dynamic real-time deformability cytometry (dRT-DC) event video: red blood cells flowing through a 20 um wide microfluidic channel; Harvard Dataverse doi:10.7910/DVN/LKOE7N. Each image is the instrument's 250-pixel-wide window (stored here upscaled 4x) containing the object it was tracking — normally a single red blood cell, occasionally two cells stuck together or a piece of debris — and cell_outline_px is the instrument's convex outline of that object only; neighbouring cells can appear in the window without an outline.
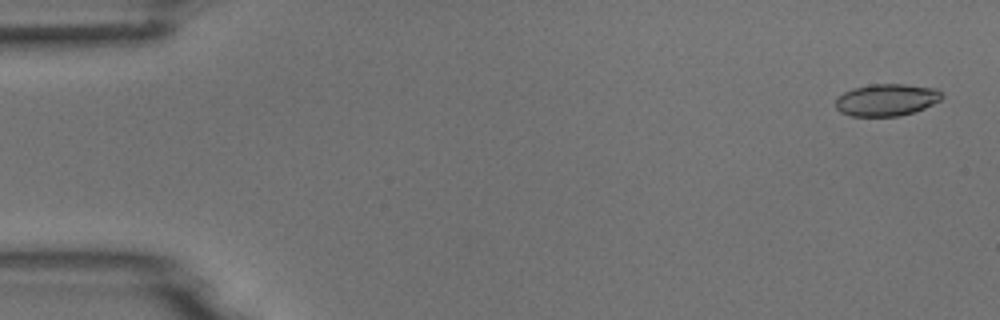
{"species": "common noctule bat (a hibernating species)", "species_latin": "Nyctalus noctula", "temperature_condition": "room temperature", "stored_images_in_passage": 5, "camera_frame_rate_fps": 3000, "um_per_image_px": 0.085, "animal": {"sex": "male", "body_mass_g": 18.8}, "frame": {"image": 1, "passage_image": 1, "time_ms": 0.0, "image_size_px": [1000, 320], "cell_outline_px": [[944, 96], [940, 100], [924, 108], [900, 116], [852, 116], [840, 112], [836, 108], [836, 96], [852, 88], [872, 84], [904, 84], [936, 88]], "centroid_in_image_um": [75.33, 8.48], "position_along_channel_um": 9.7, "area_um2": 19.88}}
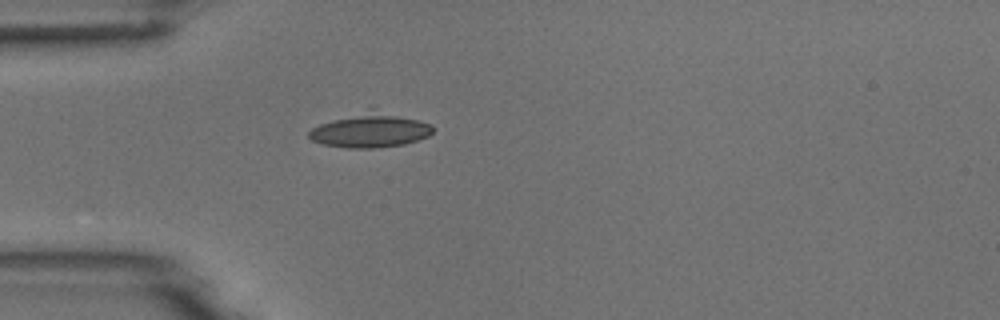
{"frame": {"image": 2, "passage_image": 5, "time_ms": 4.333, "image_size_px": [1000, 320], "cell_outline_px": [[432, 132], [428, 136], [404, 144], [376, 148], [348, 148], [324, 144], [312, 140], [308, 136], [308, 132], [312, 128], [320, 124], [336, 120], [360, 116], [396, 116], [416, 120], [432, 124]], "centroid_in_image_um": [31.46, 11.21], "position_along_channel_um": 53.5, "area_um2": 22.31}}